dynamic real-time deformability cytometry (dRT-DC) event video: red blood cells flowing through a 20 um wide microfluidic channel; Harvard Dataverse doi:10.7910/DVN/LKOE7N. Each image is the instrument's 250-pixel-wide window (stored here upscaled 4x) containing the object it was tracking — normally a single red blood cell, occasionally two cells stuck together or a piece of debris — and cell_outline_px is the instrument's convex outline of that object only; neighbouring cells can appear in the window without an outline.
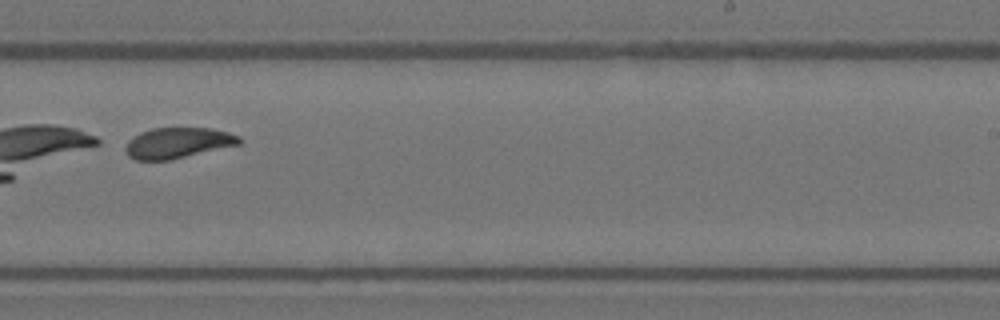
{"species": "Egyptian fruit bat (a non-hibernating species)", "species_latin": "Rousettus aegyptiacus", "temperature_condition": "warm", "stored_images_in_passage": 39, "camera_frame_rate_fps": 3000, "um_per_image_px": 0.085, "animal": {"sex": "female"}, "frame": {"image": 1, "passage_image": 28, "time_ms": 9.0, "image_size_px": [1000, 320], "cell_outline_px": [[240, 144], [172, 160], [136, 160], [128, 156], [124, 148], [128, 140], [132, 136], [140, 132], [152, 128], [212, 128], [228, 132], [240, 136]], "centroid_in_image_um": [15.08, 12.15], "position_along_channel_um": 273.9, "area_um2": 20.52}}